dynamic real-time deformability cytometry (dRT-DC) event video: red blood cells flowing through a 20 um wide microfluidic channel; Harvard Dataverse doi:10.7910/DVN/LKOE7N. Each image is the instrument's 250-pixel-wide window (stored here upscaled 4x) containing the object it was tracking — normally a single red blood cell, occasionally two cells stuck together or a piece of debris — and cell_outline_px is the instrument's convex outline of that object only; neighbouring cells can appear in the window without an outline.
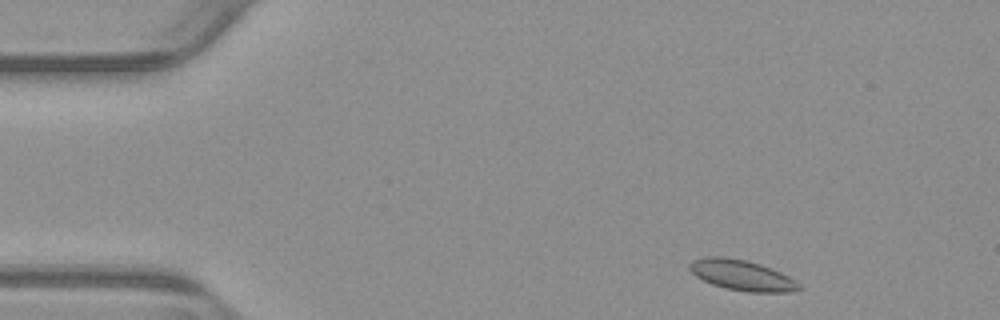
{"species": "common noctule bat (a hibernating species)", "species_latin": "Nyctalus noctula", "temperature_condition": "warm", "stored_images_in_passage": 49, "camera_frame_rate_fps": 3000, "um_per_image_px": 0.085, "animal": {"sex": "male", "body_mass_g": 23.1, "forearm_length_mm": 52.7}, "frame": {"image": 1, "passage_image": 2, "time_ms": 0.333, "image_size_px": [1000, 320], "cell_outline_px": [[800, 288], [792, 292], [748, 292], [724, 288], [712, 284], [696, 276], [688, 268], [688, 264], [692, 260], [704, 256], [724, 256], [748, 260], [772, 268], [788, 276], [800, 284]], "centroid_in_image_um": [63.03, 23.38], "position_along_channel_um": 22.0, "area_um2": 19.59}}
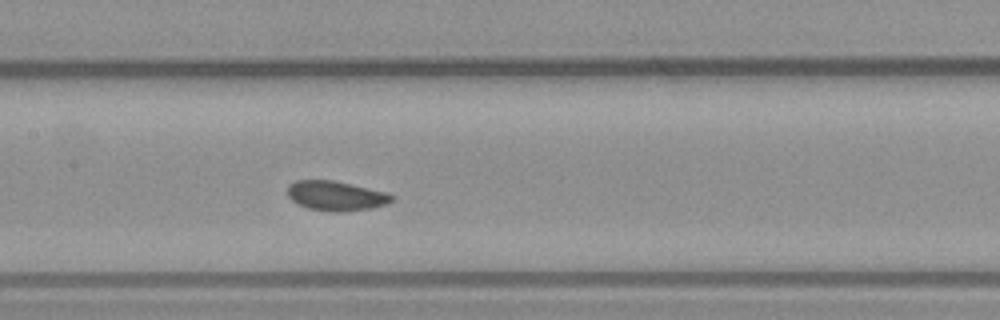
{"frame": {"image": 2, "passage_image": 21, "time_ms": 6.667, "image_size_px": [1000, 320], "cell_outline_px": [[396, 196], [388, 204], [372, 208], [344, 212], [328, 212], [308, 208], [292, 200], [288, 196], [288, 184], [296, 180], [332, 180], [352, 184], [388, 192]], "centroid_in_image_um": [28.6, 16.65], "position_along_channel_um": 178.8, "area_um2": 18.26}}
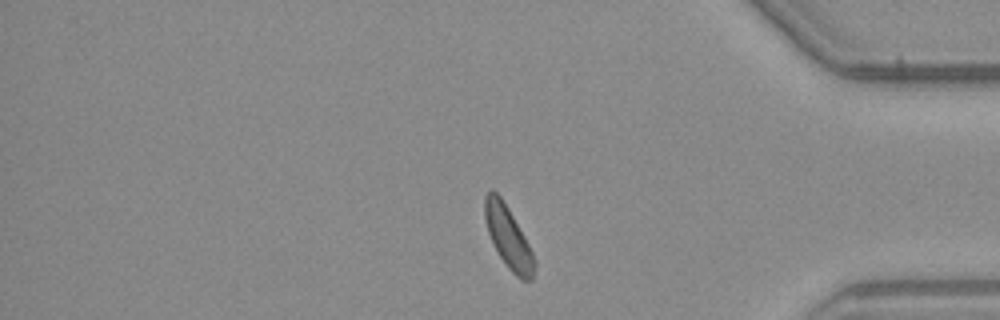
{"frame": {"image": 3, "passage_image": 40, "time_ms": 13.0, "image_size_px": [1000, 320], "cell_outline_px": [[536, 268], [532, 280], [520, 280], [508, 268], [500, 256], [488, 232], [484, 216], [484, 196], [492, 188], [500, 196], [508, 208], [524, 236], [536, 260]], "centroid_in_image_um": [43.21, 20.18], "position_along_channel_um": 392.0, "area_um2": 17.69}}